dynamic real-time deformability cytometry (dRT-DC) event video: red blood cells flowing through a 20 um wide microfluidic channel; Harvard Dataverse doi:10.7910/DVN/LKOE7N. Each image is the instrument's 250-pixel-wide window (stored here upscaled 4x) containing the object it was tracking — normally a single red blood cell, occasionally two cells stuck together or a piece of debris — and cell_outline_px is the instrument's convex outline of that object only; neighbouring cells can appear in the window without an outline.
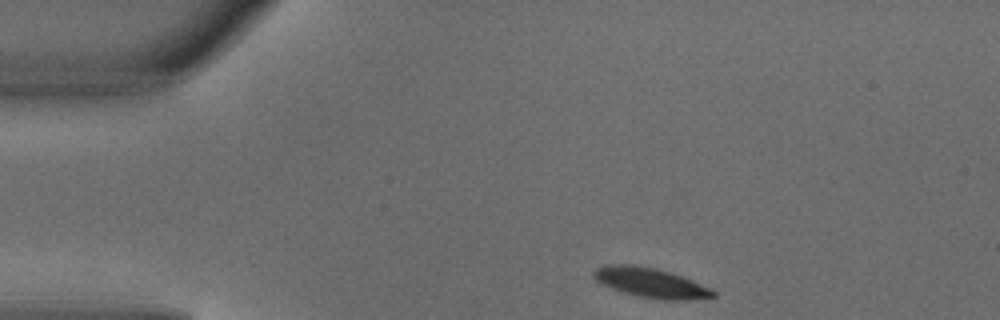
{"species": "common noctule bat (a hibernating species)", "species_latin": "Nyctalus noctula", "temperature_condition": "warm", "stored_images_in_passage": 3, "camera_frame_rate_fps": 3000, "um_per_image_px": 0.085, "animal": {"sex": "male", "body_mass_g": 18.8}, "frame": {"image": 1, "passage_image": 1, "time_ms": 0.0, "image_size_px": [1000, 320], "cell_outline_px": [[716, 296], [692, 300], [660, 300], [640, 296], [624, 292], [612, 288], [596, 280], [592, 276], [592, 272], [596, 268], [608, 264], [632, 264], [656, 268], [680, 276], [712, 288], [716, 292]], "centroid_in_image_um": [55.32, 24.03], "position_along_channel_um": 29.7, "area_um2": 20.58}}
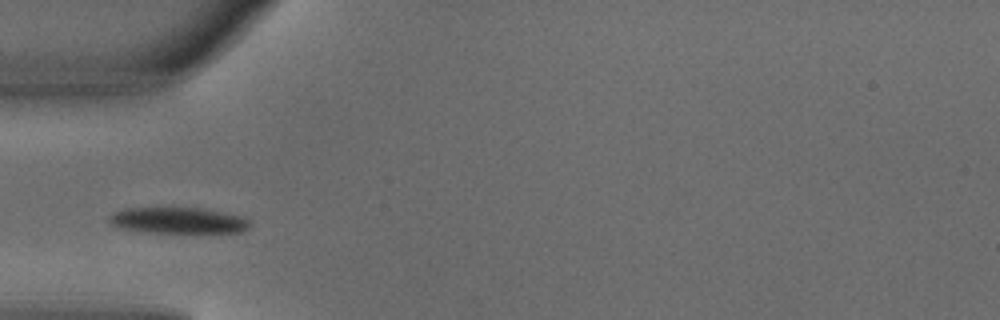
{"frame": {"image": 2, "passage_image": 3, "time_ms": 0.667, "image_size_px": [1000, 320], "cell_outline_px": [[252, 224], [244, 232], [148, 232], [124, 228], [108, 224], [108, 216], [112, 212], [128, 208], [204, 208], [236, 216], [248, 220]], "centroid_in_image_um": [15.09, 18.73], "position_along_channel_um": 69.9, "area_um2": 21.1}}